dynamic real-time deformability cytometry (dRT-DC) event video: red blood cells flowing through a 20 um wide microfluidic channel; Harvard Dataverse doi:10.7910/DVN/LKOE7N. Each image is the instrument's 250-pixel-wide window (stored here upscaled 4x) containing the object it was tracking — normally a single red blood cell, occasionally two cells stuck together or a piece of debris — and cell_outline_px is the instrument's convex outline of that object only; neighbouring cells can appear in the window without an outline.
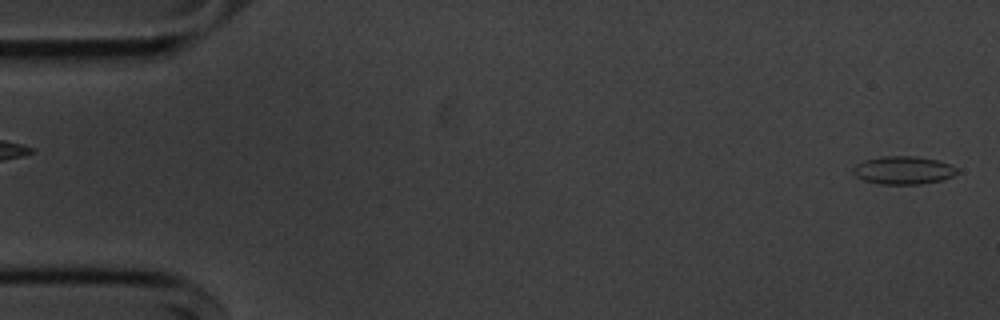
{"species": "common noctule bat (a hibernating species)", "species_latin": "Nyctalus noctula", "temperature_condition": "cold", "stored_images_in_passage": 54, "camera_frame_rate_fps": 3000, "um_per_image_px": 0.085, "animal": {"sex": "male", "body_mass_g": 20.1, "forearm_length_mm": 53.5}, "frame": {"image": 1, "passage_image": 1, "time_ms": 0.0, "image_size_px": [1000, 320], "cell_outline_px": [[960, 172], [952, 176], [940, 180], [920, 184], [880, 184], [864, 180], [856, 176], [852, 172], [852, 168], [856, 164], [864, 160], [880, 156], [916, 156], [936, 160], [948, 164], [956, 168]], "centroid_in_image_um": [76.75, 14.46], "position_along_channel_um": 8.3, "area_um2": 16.94}}
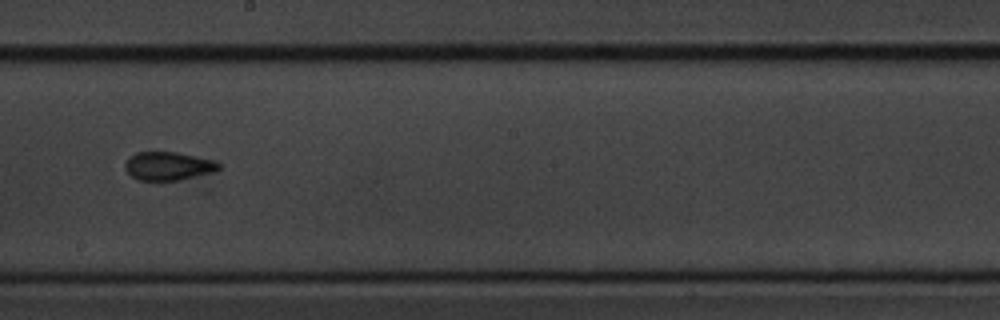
{"frame": {"image": 2, "passage_image": 30, "time_ms": 9.667, "image_size_px": [1000, 320], "cell_outline_px": [[220, 168], [212, 172], [180, 180], [136, 180], [124, 168], [124, 164], [128, 156], [136, 152], [176, 152], [212, 160], [220, 164]], "centroid_in_image_um": [14.24, 14.11], "position_along_channel_um": 234.0, "area_um2": 15.43}}
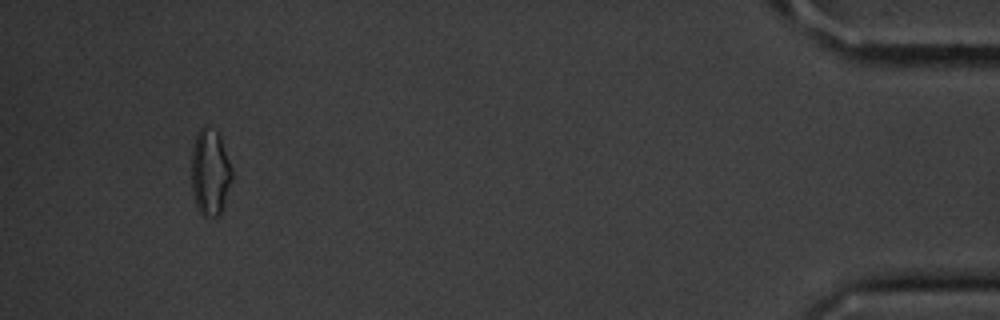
{"frame": {"image": 3, "passage_image": 51, "time_ms": 16.667, "image_size_px": [1000, 320], "cell_outline_px": [[232, 180], [224, 208], [220, 216], [204, 216], [200, 212], [196, 204], [192, 192], [192, 148], [196, 132], [204, 124], [216, 132], [220, 136], [232, 168]], "centroid_in_image_um": [17.87, 14.65], "position_along_channel_um": 417.3, "area_um2": 20.63}, "authors_computed_cell_mechanics": {"area_um2": 15.6638, "velocity_mm_per_s": 3.6337, "shape_relaxation_time_tau1_ms": 9.2278, "shape_relaxation_time_tau2_ms": 1.804, "deformation_change_tau1": 0.1739, "deformation_change_tau2": 0.0749}}